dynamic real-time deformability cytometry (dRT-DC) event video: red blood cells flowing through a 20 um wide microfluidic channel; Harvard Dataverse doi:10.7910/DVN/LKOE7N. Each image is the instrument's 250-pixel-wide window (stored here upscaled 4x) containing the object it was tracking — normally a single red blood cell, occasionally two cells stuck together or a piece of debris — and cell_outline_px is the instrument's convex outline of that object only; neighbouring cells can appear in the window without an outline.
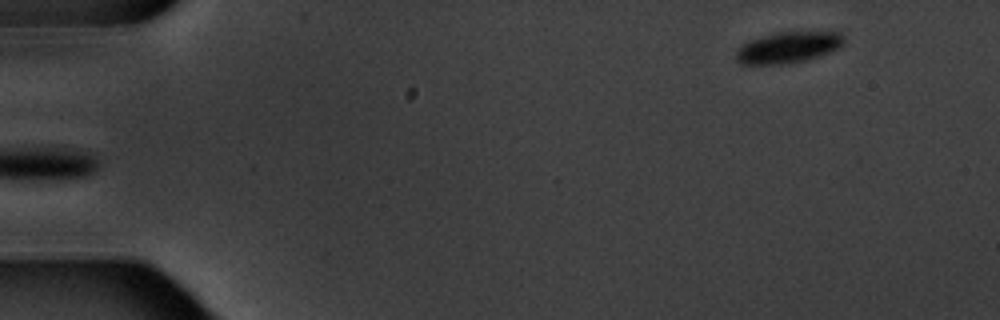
{"species": "common noctule bat (a hibernating species)", "species_latin": "Nyctalus noctula", "temperature_condition": "warm", "stored_images_in_passage": 5, "camera_frame_rate_fps": 3000, "um_per_image_px": 0.085, "animal": {"sex": "male", "body_mass_g": 20.1, "forearm_length_mm": 53.5}, "frame": {"image": 1, "passage_image": 5, "time_ms": 5.667, "image_size_px": [1000, 320], "cell_outline_px": [[844, 44], [840, 48], [808, 60], [780, 64], [740, 64], [736, 60], [736, 52], [744, 44], [752, 40], [776, 32], [840, 32], [844, 36]], "centroid_in_image_um": [67.04, 4.03], "position_along_channel_um": 18.0, "area_um2": 19.42}}